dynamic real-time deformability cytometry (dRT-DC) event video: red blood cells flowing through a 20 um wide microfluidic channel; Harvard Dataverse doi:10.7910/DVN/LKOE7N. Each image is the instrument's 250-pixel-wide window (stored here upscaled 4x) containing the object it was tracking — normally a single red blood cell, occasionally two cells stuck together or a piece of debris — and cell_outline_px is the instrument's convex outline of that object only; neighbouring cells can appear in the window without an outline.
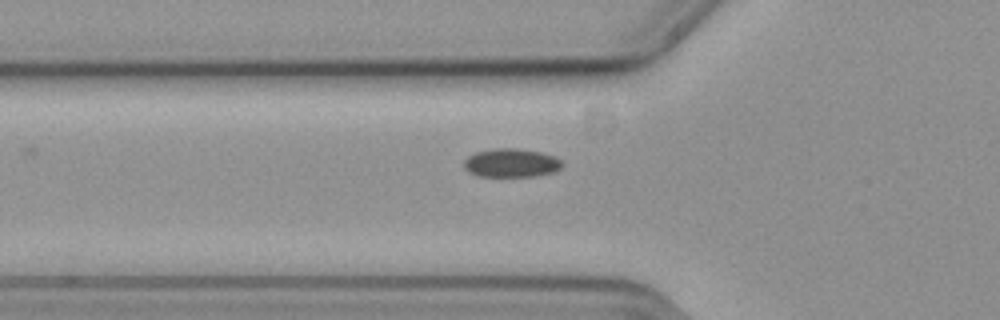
{"species": "common noctule bat (a hibernating species)", "species_latin": "Nyctalus noctula", "temperature_condition": "cold", "stored_images_in_passage": 39, "camera_frame_rate_fps": 3000, "um_per_image_px": 0.085, "animal": {"sex": "female", "body_mass_g": 19.3, "forearm_length_mm": 54.1}, "frame": {"image": 1, "passage_image": 2, "time_ms": 0.333, "image_size_px": [1000, 320], "cell_outline_px": [[564, 164], [560, 168], [552, 172], [532, 176], [480, 176], [468, 172], [464, 168], [464, 160], [468, 156], [476, 152], [496, 148], [516, 148], [540, 152], [556, 156]], "centroid_in_image_um": [43.44, 13.84], "position_along_channel_um": 82.4, "area_um2": 16.3}}
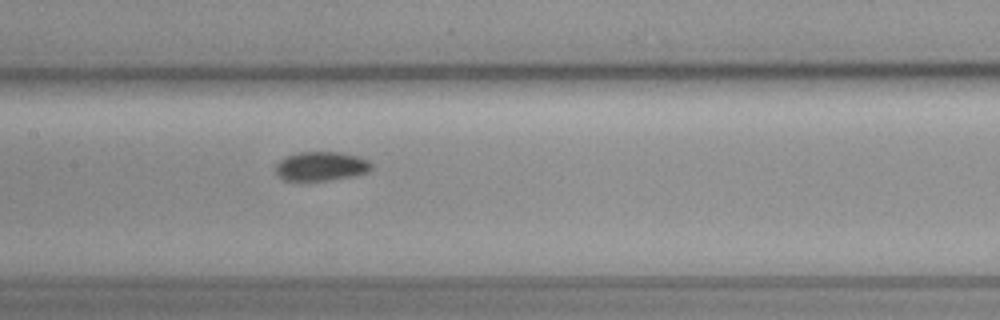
{"frame": {"image": 2, "passage_image": 10, "time_ms": 3.0, "image_size_px": [1000, 320], "cell_outline_px": [[372, 168], [368, 172], [348, 176], [324, 180], [284, 180], [276, 172], [276, 164], [280, 160], [288, 156], [300, 152], [340, 152], [360, 156], [368, 160], [372, 164]], "centroid_in_image_um": [27.32, 14.11], "position_along_channel_um": 180.1, "area_um2": 15.95}}
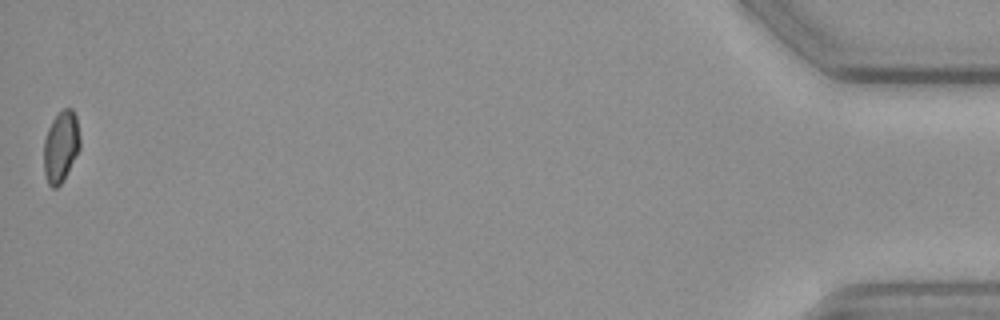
{"frame": {"image": 3, "passage_image": 39, "time_ms": 12.667, "image_size_px": [1000, 320], "cell_outline_px": [[80, 148], [60, 184], [56, 188], [52, 188], [48, 184], [44, 172], [44, 140], [48, 128], [52, 120], [64, 108], [72, 108], [76, 116], [80, 140]], "centroid_in_image_um": [5.16, 12.44], "position_along_channel_um": 430.0, "area_um2": 14.8}, "authors_computed_cell_mechanics": {"area_um2": 16.0106, "velocity_mm_per_s": 3.6437, "shape_relaxation_time_tau1_ms": 8.2603, "shape_relaxation_time_tau2_ms": null, "deformation_change_tau1": 0.0741, "deformation_change_tau2": null}}